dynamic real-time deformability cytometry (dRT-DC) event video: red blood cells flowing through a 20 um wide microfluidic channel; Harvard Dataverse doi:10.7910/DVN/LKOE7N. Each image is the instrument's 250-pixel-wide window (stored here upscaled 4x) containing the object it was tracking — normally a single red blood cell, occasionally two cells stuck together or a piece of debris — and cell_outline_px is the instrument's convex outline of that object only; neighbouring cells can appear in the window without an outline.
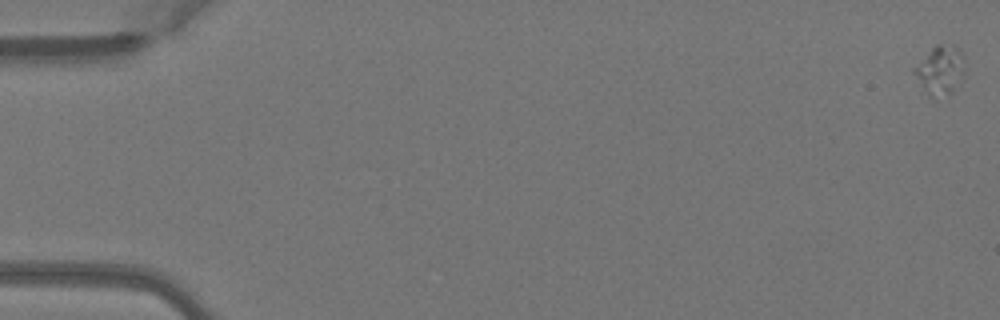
{"species": "Egyptian fruit bat (a non-hibernating species)", "species_latin": "Rousettus aegyptiacus", "temperature_condition": "warm", "stored_images_in_passage": 52, "camera_frame_rate_fps": 3000, "um_per_image_px": 0.085, "animal": {"sex": "female"}, "frame": {"image": 1, "passage_image": 1, "time_ms": 0.0, "image_size_px": [1000, 320], "cell_outline_px": [[964, 56], [960, 72], [952, 92], [932, 96], [928, 96], [912, 72], [912, 68], [936, 44], [952, 44]], "centroid_in_image_um": [79.82, 5.91], "position_along_channel_um": 5.2, "area_um2": 13.53}}
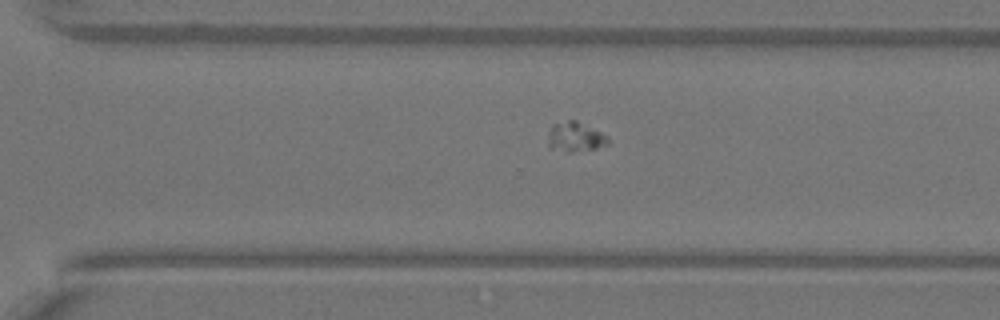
{"frame": {"image": 2, "passage_image": 37, "time_ms": 12.0, "image_size_px": [1000, 320], "cell_outline_px": [[608, 144], [596, 148], [572, 152], [568, 152], [552, 148], [548, 144], [548, 136], [552, 124], [568, 120], [576, 120], [608, 136]], "centroid_in_image_um": [48.89, 11.63], "position_along_channel_um": 321.7, "area_um2": 10.23}}